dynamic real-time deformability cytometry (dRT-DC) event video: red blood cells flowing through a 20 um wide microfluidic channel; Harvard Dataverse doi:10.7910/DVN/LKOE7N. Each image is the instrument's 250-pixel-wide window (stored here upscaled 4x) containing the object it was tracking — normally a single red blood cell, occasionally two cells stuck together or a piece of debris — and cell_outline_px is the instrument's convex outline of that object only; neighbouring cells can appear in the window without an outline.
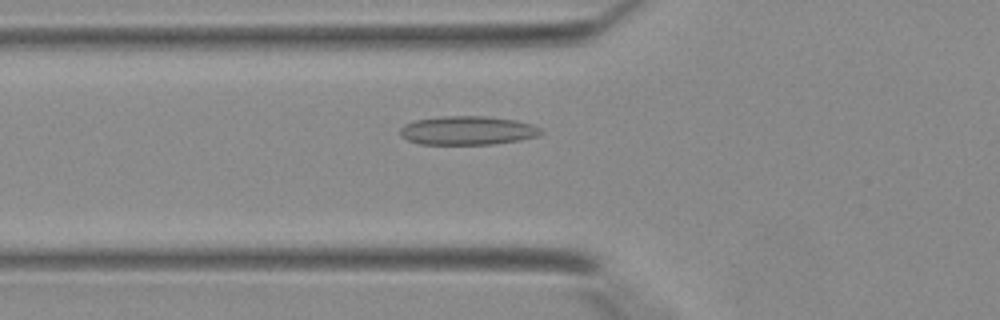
{"species": "Egyptian fruit bat (a non-hibernating species)", "species_latin": "Rousettus aegyptiacus", "temperature_condition": "warm", "stored_images_in_passage": 36, "camera_frame_rate_fps": 3000, "um_per_image_px": 0.085, "animal": {"sex": "female"}, "frame": {"image": 1, "passage_image": 10, "time_ms": 3.0, "image_size_px": [1000, 320], "cell_outline_px": [[544, 132], [540, 136], [520, 140], [492, 144], [420, 144], [408, 140], [400, 136], [400, 128], [404, 124], [416, 120], [444, 116], [484, 116], [516, 120], [532, 124], [540, 128]], "centroid_in_image_um": [39.77, 11.09], "position_along_channel_um": 86.0, "area_um2": 23.7}}
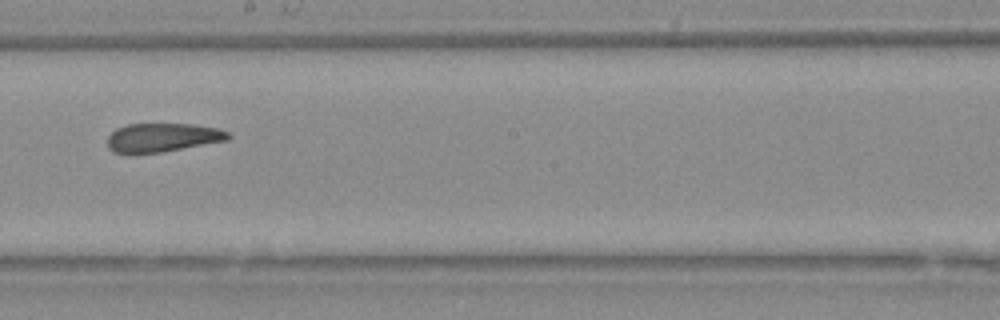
{"frame": {"image": 2, "passage_image": 19, "time_ms": 6.0, "image_size_px": [1000, 320], "cell_outline_px": [[232, 136], [228, 140], [160, 152], [112, 152], [108, 148], [108, 136], [116, 128], [128, 124], [192, 124], [220, 128], [228, 132]], "centroid_in_image_um": [13.85, 11.67], "position_along_channel_um": 234.4, "area_um2": 20.0}}
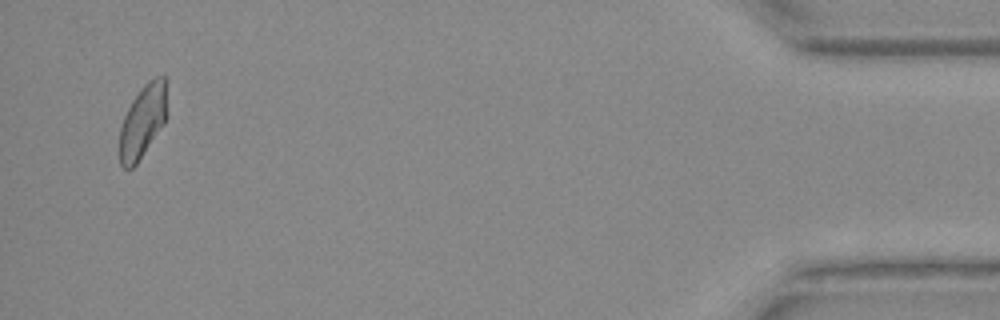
{"frame": {"image": 3, "passage_image": 35, "time_ms": 11.333, "image_size_px": [1000, 320], "cell_outline_px": [[168, 116], [164, 124], [136, 164], [132, 168], [124, 168], [120, 164], [120, 128], [124, 116], [132, 100], [140, 88], [148, 80], [156, 76], [164, 76], [168, 112]], "centroid_in_image_um": [12.15, 10.28], "position_along_channel_um": 423.0, "area_um2": 20.23}}